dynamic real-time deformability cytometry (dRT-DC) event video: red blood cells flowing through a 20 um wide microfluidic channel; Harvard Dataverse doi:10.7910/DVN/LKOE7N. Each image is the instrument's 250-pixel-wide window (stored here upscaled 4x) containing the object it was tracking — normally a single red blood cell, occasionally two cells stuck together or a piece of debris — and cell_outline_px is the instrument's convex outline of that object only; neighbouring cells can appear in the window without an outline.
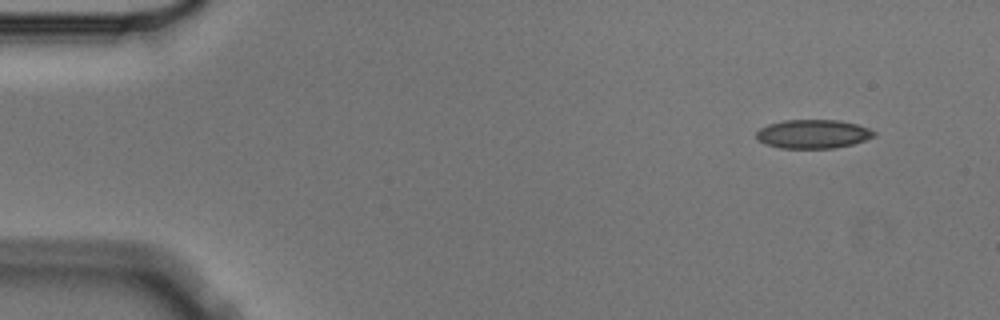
{"species": "Egyptian fruit bat (a non-hibernating species)", "species_latin": "Rousettus aegyptiacus", "temperature_condition": "cold", "stored_images_in_passage": 3, "camera_frame_rate_fps": 3000, "um_per_image_px": 0.085, "animal": {"sex": "male"}, "frame": {"image": 1, "passage_image": 1, "time_ms": 0.0, "image_size_px": [1000, 320], "cell_outline_px": [[876, 136], [852, 144], [836, 148], [780, 148], [764, 144], [756, 140], [756, 132], [760, 128], [768, 124], [784, 120], [840, 120], [856, 124], [868, 128], [876, 132]], "centroid_in_image_um": [69.08, 11.39], "position_along_channel_um": 15.9, "area_um2": 19.88}}
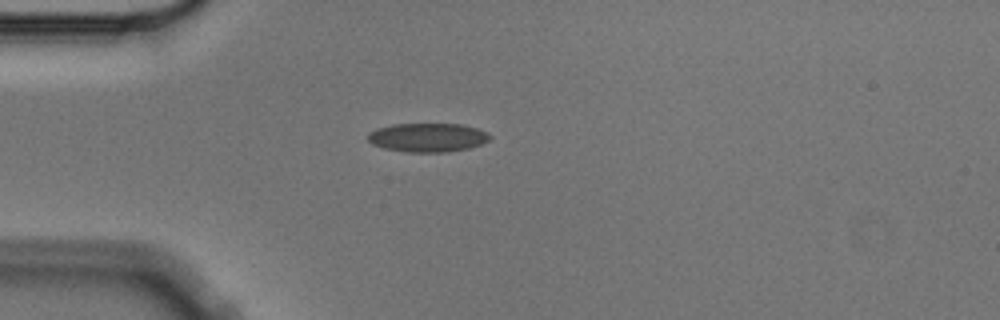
{"frame": {"image": 2, "passage_image": 3, "time_ms": 0.667, "image_size_px": [1000, 320], "cell_outline_px": [[492, 136], [488, 140], [480, 144], [468, 148], [448, 152], [408, 152], [384, 148], [372, 144], [368, 140], [368, 132], [376, 128], [392, 124], [460, 124], [476, 128], [488, 132]], "centroid_in_image_um": [36.33, 11.68], "position_along_channel_um": 48.7, "area_um2": 20.52}}